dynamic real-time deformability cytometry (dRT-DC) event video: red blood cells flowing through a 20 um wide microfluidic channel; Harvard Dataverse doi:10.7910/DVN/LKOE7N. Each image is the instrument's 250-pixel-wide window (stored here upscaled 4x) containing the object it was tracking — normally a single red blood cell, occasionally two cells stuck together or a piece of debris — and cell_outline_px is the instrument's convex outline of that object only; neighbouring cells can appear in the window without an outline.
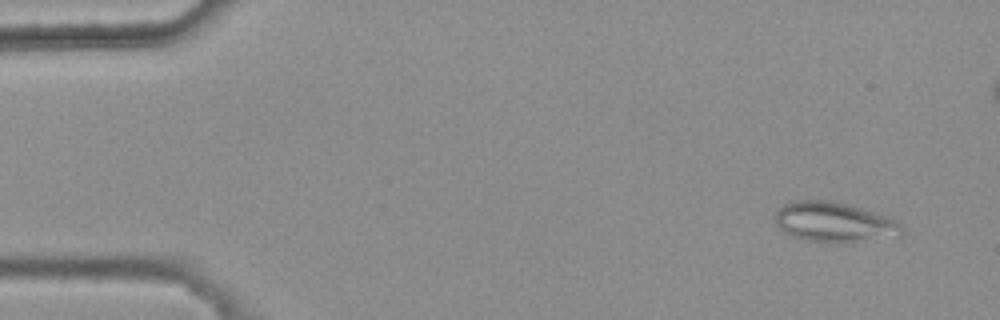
{"species": "common noctule bat (a hibernating species)", "species_latin": "Nyctalus noctula", "temperature_condition": "warm", "stored_images_in_passage": 3, "camera_frame_rate_fps": 3000, "um_per_image_px": 0.085, "animal": {"sex": "female", "body_mass_g": 25.1}, "frame": {"image": 1, "passage_image": 1, "time_ms": 0.0, "image_size_px": [1000, 320], "cell_outline_px": [[904, 232], [900, 236], [836, 244], [804, 240], [792, 236], [784, 232], [776, 224], [776, 212], [784, 204], [796, 200], [828, 200], [852, 204], [896, 220], [904, 228]], "centroid_in_image_um": [70.93, 18.89], "position_along_channel_um": 14.1, "area_um2": 29.88}}